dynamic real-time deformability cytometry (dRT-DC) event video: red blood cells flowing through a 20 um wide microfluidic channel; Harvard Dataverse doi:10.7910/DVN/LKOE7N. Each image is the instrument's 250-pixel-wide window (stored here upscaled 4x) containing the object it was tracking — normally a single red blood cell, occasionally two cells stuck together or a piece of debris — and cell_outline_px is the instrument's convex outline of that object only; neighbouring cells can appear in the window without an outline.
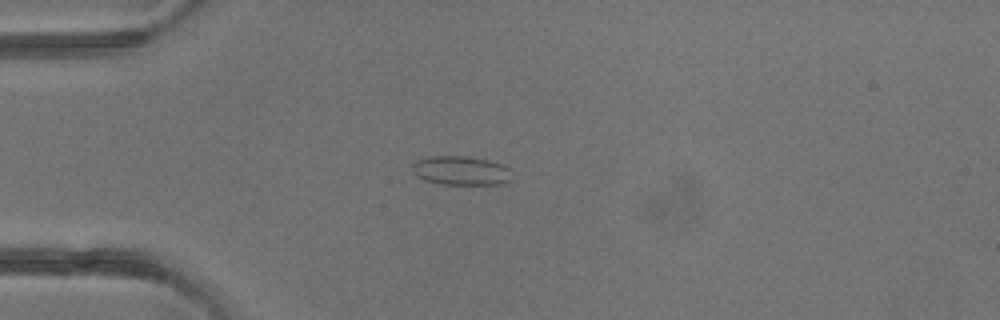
{"species": "common noctule bat (a hibernating species)", "species_latin": "Nyctalus noctula", "temperature_condition": "warm", "stored_images_in_passage": 2, "camera_frame_rate_fps": 3000, "um_per_image_px": 0.085, "animal": {"sex": "male", "body_mass_g": 13.3}, "frame": {"image": 1, "passage_image": 2, "time_ms": 1.0, "image_size_px": [1000, 320], "cell_outline_px": [[512, 180], [500, 184], [440, 184], [424, 180], [416, 176], [412, 172], [412, 164], [416, 160], [428, 156], [464, 156], [488, 160], [512, 168]], "centroid_in_image_um": [39.18, 14.5], "position_along_channel_um": 45.8, "area_um2": 17.11}}